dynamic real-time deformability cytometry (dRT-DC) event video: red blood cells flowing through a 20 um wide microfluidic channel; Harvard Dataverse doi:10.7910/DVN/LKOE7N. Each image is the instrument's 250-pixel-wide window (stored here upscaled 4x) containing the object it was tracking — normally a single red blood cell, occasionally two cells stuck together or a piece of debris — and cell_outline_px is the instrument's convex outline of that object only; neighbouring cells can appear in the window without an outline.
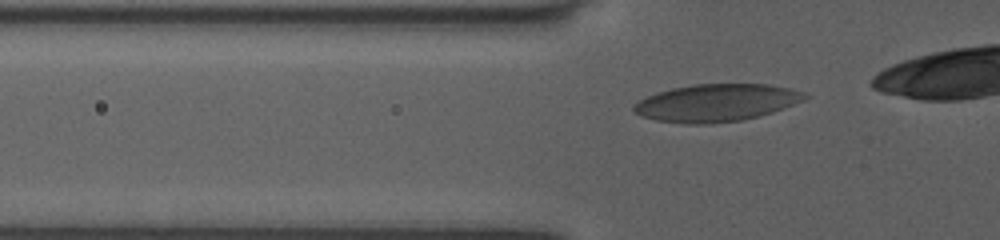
{"species": "human", "species_latin": "Homo sapiens", "temperature_condition": "room temperature", "stored_images_in_passage": 30, "camera_frame_rate_fps": 3000, "um_per_image_px": 0.085, "donor": {"sex": "female"}, "frame": {"image": 1, "passage_image": 2, "time_ms": 0.333, "image_size_px": [1000, 240], "cell_outline_px": [[808, 96], [804, 100], [772, 112], [740, 120], [704, 124], [684, 124], [656, 120], [644, 116], [636, 112], [632, 108], [632, 104], [656, 92], [672, 88], [692, 84], [768, 84], [788, 88], [804, 92]], "centroid_in_image_um": [60.86, 8.73], "position_along_channel_um": 64.9, "area_um2": 36.99}}
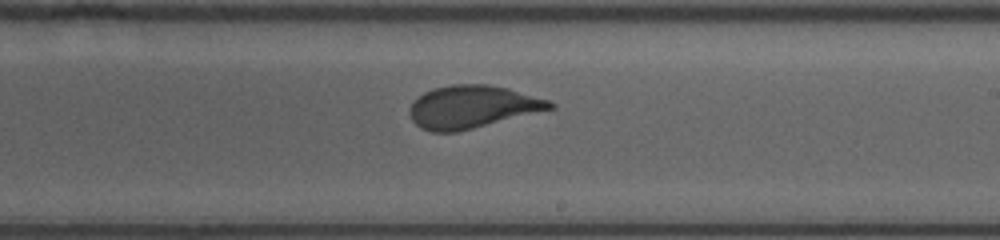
{"frame": {"image": 2, "passage_image": 16, "time_ms": 5.0, "image_size_px": [1000, 240], "cell_outline_px": [[556, 108], [456, 132], [432, 132], [420, 128], [412, 120], [408, 112], [412, 104], [424, 92], [432, 88], [452, 84], [488, 84], [508, 88], [548, 100], [556, 104]], "centroid_in_image_um": [40.14, 9.08], "position_along_channel_um": 248.9, "area_um2": 34.8}}
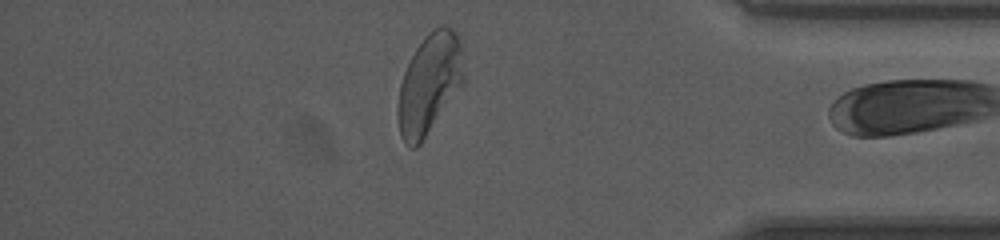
{"frame": {"image": 3, "passage_image": 29, "time_ms": 9.333, "image_size_px": [1000, 240], "cell_outline_px": [[464, 80], [420, 144], [416, 148], [408, 148], [404, 144], [400, 136], [400, 84], [404, 72], [416, 48], [424, 36], [428, 32], [440, 24], [444, 24], [452, 28], [456, 32], [460, 40], [464, 72]], "centroid_in_image_um": [36.52, 7.06], "position_along_channel_um": 398.7, "area_um2": 37.63}}